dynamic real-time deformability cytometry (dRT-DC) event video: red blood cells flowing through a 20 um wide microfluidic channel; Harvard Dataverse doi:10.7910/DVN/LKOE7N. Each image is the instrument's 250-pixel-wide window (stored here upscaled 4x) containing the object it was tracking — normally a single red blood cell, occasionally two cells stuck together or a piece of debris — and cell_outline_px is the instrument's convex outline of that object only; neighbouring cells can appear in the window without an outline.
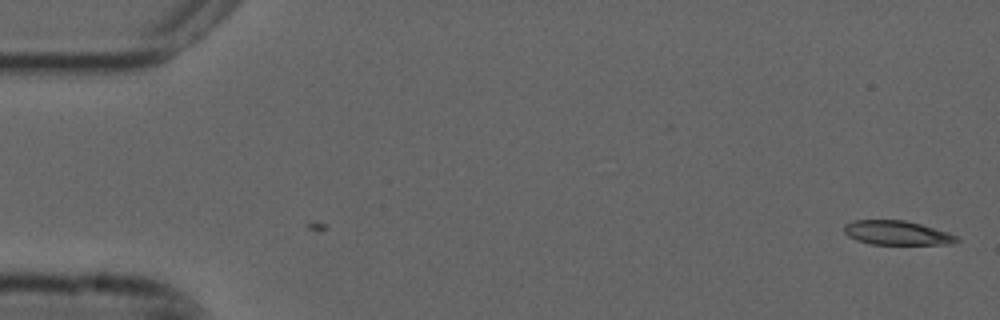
{"species": "common noctule bat (a hibernating species)", "species_latin": "Nyctalus noctula", "temperature_condition": "cold", "stored_images_in_passage": 6, "camera_frame_rate_fps": 3000, "um_per_image_px": 0.085, "animal": {"sex": "male", "forearm_length_mm": 52.5}, "frame": {"image": 1, "passage_image": 6, "time_ms": 1.667, "image_size_px": [1000, 320], "cell_outline_px": [[960, 240], [952, 244], [872, 244], [856, 240], [848, 236], [844, 232], [844, 224], [852, 220], [904, 220], [920, 224], [948, 232], [960, 236]], "centroid_in_image_um": [76.25, 19.79], "position_along_channel_um": 8.8, "area_um2": 15.95}}